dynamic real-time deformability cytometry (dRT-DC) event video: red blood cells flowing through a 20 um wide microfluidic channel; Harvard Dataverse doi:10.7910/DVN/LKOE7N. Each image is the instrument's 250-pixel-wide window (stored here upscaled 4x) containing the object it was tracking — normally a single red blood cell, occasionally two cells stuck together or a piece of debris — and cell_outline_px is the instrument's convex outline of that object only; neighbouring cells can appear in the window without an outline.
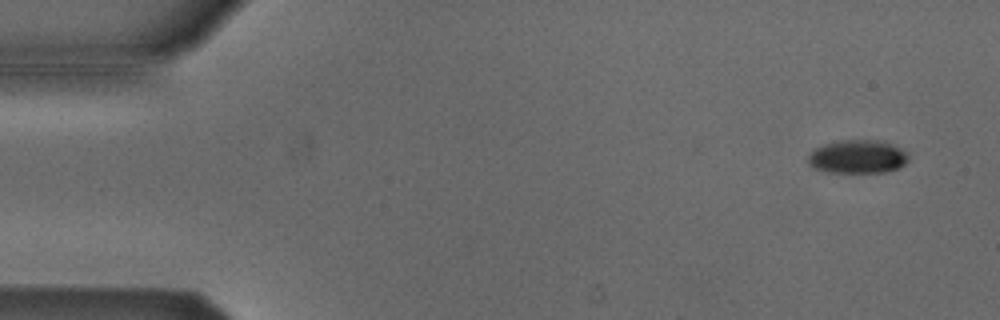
{"species": "Egyptian fruit bat (a non-hibernating species)", "species_latin": "Rousettus aegyptiacus", "temperature_condition": "cold", "stored_images_in_passage": 12, "camera_frame_rate_fps": 3000, "um_per_image_px": 0.085, "animal": {"sex": "male"}, "frame": {"image": 1, "passage_image": 2, "time_ms": 0.333, "image_size_px": [1000, 320], "cell_outline_px": [[908, 160], [900, 168], [884, 172], [824, 172], [812, 168], [808, 164], [808, 156], [812, 148], [836, 140], [876, 140], [900, 148], [908, 152]], "centroid_in_image_um": [72.84, 13.32], "position_along_channel_um": 12.2, "area_um2": 19.77}}
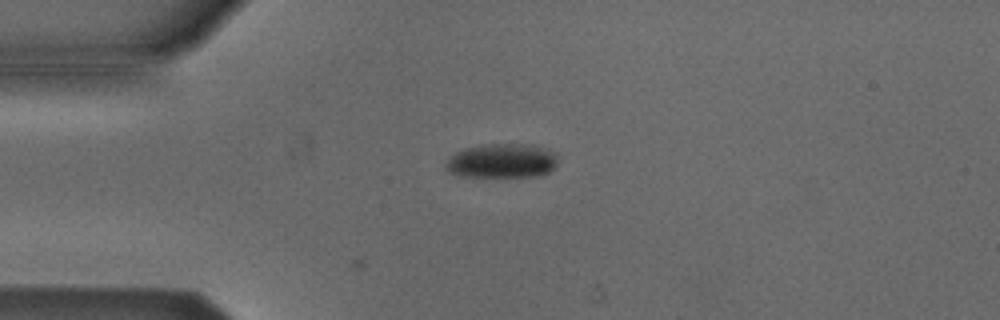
{"frame": {"image": 2, "passage_image": 12, "time_ms": 3.667, "image_size_px": [1000, 320], "cell_outline_px": [[556, 164], [548, 172], [540, 176], [456, 176], [448, 172], [444, 168], [444, 164], [448, 156], [464, 148], [480, 144], [536, 144], [556, 152]], "centroid_in_image_um": [42.62, 13.65], "position_along_channel_um": 42.4, "area_um2": 22.83}}